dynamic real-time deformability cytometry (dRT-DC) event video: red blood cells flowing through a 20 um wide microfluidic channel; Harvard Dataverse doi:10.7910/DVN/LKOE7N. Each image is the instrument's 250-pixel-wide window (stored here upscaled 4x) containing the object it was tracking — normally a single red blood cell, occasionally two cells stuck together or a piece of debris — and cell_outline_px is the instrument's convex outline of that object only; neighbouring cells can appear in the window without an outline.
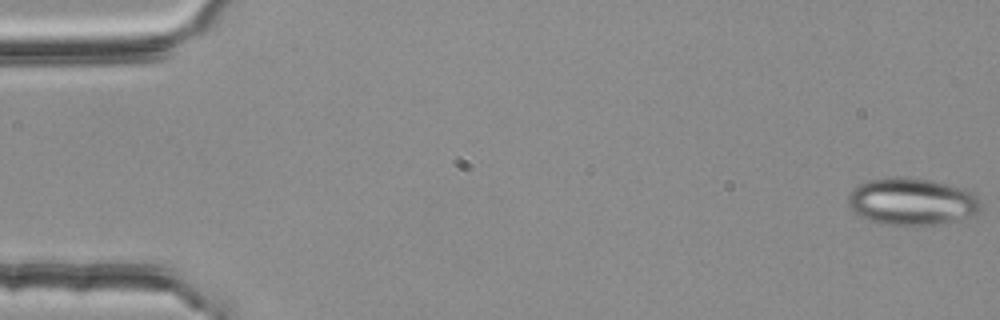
{"species": "common noctule bat (a hibernating species)", "species_latin": "Nyctalus noctula", "temperature_condition": "room temperature", "stored_images_in_passage": 54, "camera_frame_rate_fps": 3000, "um_per_image_px": 0.085, "animal": {"sex": "female", "body_mass_g": 25.1}, "frame": {"image": 1, "passage_image": 1, "time_ms": 0.0, "image_size_px": [1000, 320], "cell_outline_px": [[984, 208], [980, 212], [936, 224], [880, 224], [860, 216], [852, 212], [848, 204], [848, 196], [852, 188], [868, 180], [904, 176], [928, 180], [964, 188], [976, 192], [984, 204]], "centroid_in_image_um": [77.53, 17.11], "position_along_channel_um": 7.5, "area_um2": 36.41}}
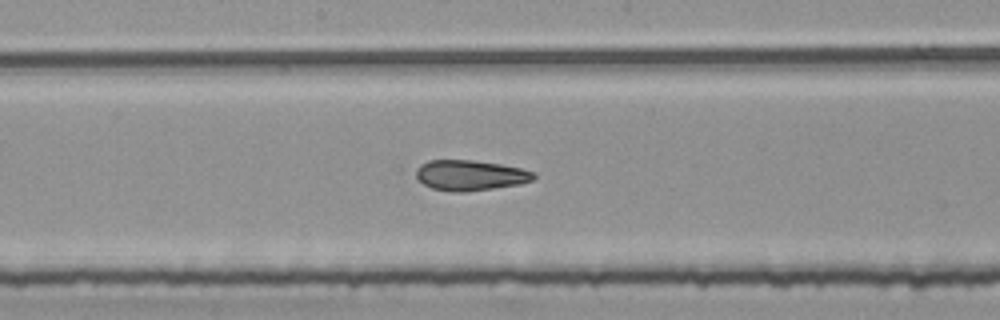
{"frame": {"image": 2, "passage_image": 29, "time_ms": 9.333, "image_size_px": [1000, 320], "cell_outline_px": [[536, 176], [532, 180], [520, 184], [468, 192], [452, 192], [432, 188], [416, 180], [416, 168], [420, 164], [428, 160], [472, 160], [500, 164], [520, 168], [536, 172]], "centroid_in_image_um": [39.94, 14.9], "position_along_channel_um": 208.3, "area_um2": 21.04}}
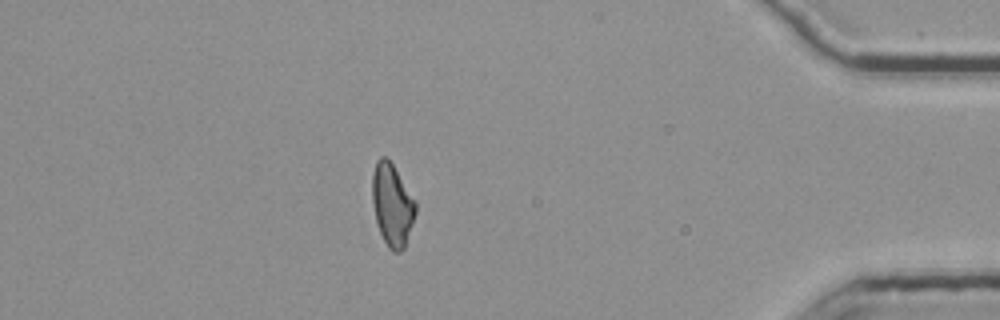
{"frame": {"image": 3, "passage_image": 48, "time_ms": 15.667, "image_size_px": [1000, 320], "cell_outline_px": [[416, 212], [404, 248], [400, 252], [392, 252], [388, 248], [380, 232], [376, 220], [372, 200], [372, 172], [376, 160], [380, 156], [384, 156], [392, 164], [416, 200]], "centroid_in_image_um": [33.33, 17.4], "position_along_channel_um": 401.9, "area_um2": 20.75}, "authors_computed_cell_mechanics": {"area_um2": 21.2704, "velocity_mm_per_s": 3.7795, "shape_relaxation_time_tau1_ms": 8.964, "shape_relaxation_time_tau2_ms": 3.0312, "deformation_change_tau1": 0.1957, "deformation_change_tau2": 0.1165}}